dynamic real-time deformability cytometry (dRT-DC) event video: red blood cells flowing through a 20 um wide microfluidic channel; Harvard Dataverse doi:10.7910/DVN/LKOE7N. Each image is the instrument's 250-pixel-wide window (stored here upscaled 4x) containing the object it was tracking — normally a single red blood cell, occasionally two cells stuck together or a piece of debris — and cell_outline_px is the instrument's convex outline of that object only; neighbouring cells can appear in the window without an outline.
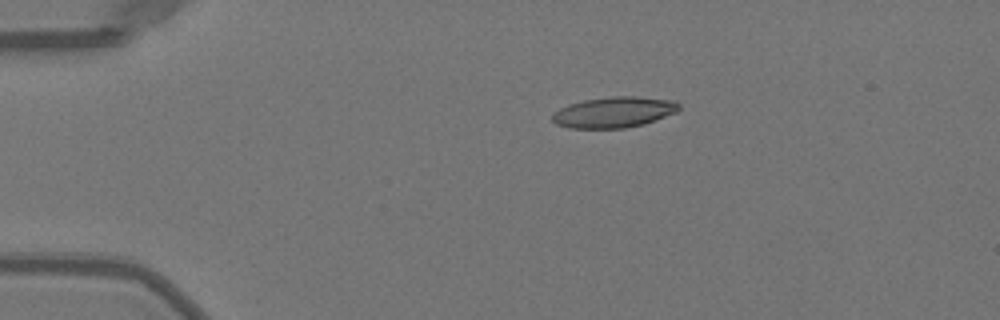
{"species": "Egyptian fruit bat (a non-hibernating species)", "species_latin": "Rousettus aegyptiacus", "temperature_condition": "warm", "stored_images_in_passage": 35, "camera_frame_rate_fps": 3000, "um_per_image_px": 0.085, "animal": {"sex": "female"}, "frame": {"image": 1, "passage_image": 1, "time_ms": 0.0, "image_size_px": [1000, 320], "cell_outline_px": [[680, 108], [676, 112], [644, 124], [624, 128], [568, 128], [556, 124], [552, 120], [552, 112], [568, 104], [584, 100], [612, 96], [636, 96], [676, 100], [680, 104]], "centroid_in_image_um": [52.18, 9.53], "position_along_channel_um": 32.8, "area_um2": 22.89}}
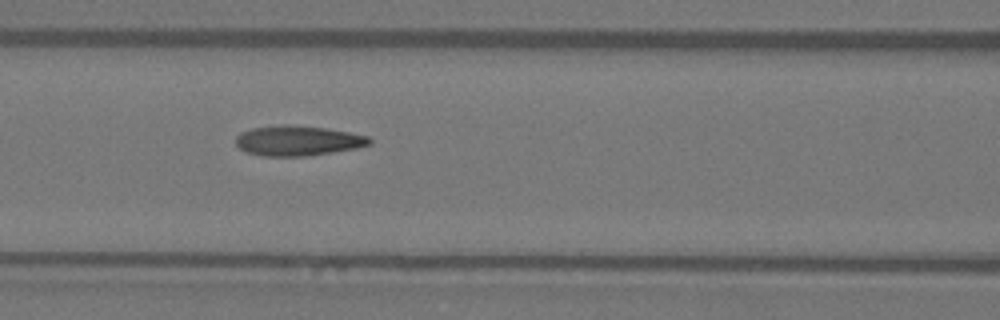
{"frame": {"image": 2, "passage_image": 13, "time_ms": 4.0, "image_size_px": [1000, 320], "cell_outline_px": [[372, 144], [356, 148], [308, 156], [260, 156], [244, 152], [236, 144], [236, 136], [240, 132], [252, 128], [280, 124], [284, 124], [324, 128], [348, 132], [368, 136], [372, 140]], "centroid_in_image_um": [25.28, 11.96], "position_along_channel_um": 141.3, "area_um2": 23.52}}
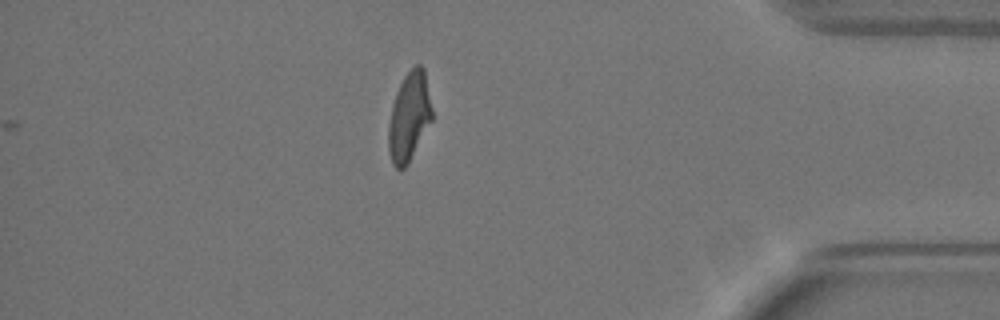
{"frame": {"image": 3, "passage_image": 35, "time_ms": 11.333, "image_size_px": [1000, 320], "cell_outline_px": [[432, 120], [408, 164], [400, 172], [392, 164], [388, 148], [388, 124], [392, 104], [396, 92], [404, 76], [416, 64], [420, 64], [424, 68], [432, 108]], "centroid_in_image_um": [34.77, 9.95], "position_along_channel_um": 400.4, "area_um2": 22.66}, "authors_computed_cell_mechanics": {"area_um2": 23.12, "velocity_mm_per_s": 4.0087, "shape_relaxation_time_tau1_ms": 5.2219, "shape_relaxation_time_tau2_ms": 1.0961, "deformation_change_tau1": 0.2368, "deformation_change_tau2": 0.0944}}